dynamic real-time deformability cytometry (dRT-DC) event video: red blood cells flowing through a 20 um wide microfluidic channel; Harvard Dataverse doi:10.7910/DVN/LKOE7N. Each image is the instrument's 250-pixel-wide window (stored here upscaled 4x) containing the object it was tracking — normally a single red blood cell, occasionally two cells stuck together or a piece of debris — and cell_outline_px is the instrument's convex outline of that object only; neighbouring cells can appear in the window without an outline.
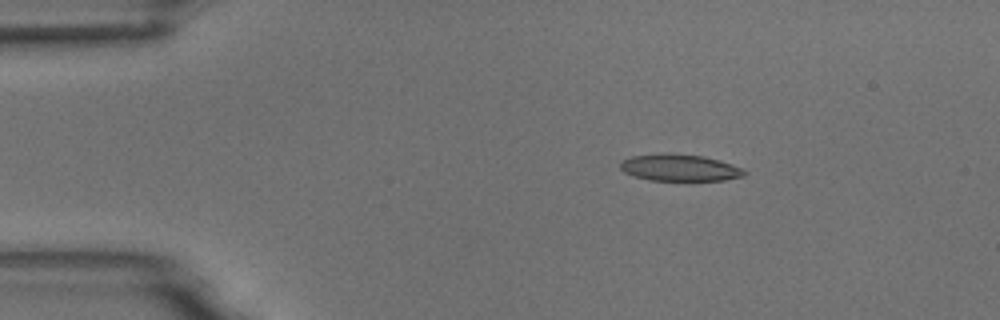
{"species": "common noctule bat (a hibernating species)", "species_latin": "Nyctalus noctula", "temperature_condition": "room temperature", "stored_images_in_passage": 6, "camera_frame_rate_fps": 3000, "um_per_image_px": 0.085, "animal": {"sex": "male", "body_mass_g": 18.8}, "frame": {"image": 1, "passage_image": 3, "time_ms": 2.333, "image_size_px": [1000, 320], "cell_outline_px": [[748, 172], [744, 176], [724, 180], [692, 184], [648, 180], [624, 172], [620, 168], [620, 164], [624, 160], [632, 156], [704, 156], [720, 160], [744, 168]], "centroid_in_image_um": [57.91, 14.36], "position_along_channel_um": 27.1, "area_um2": 19.54}}
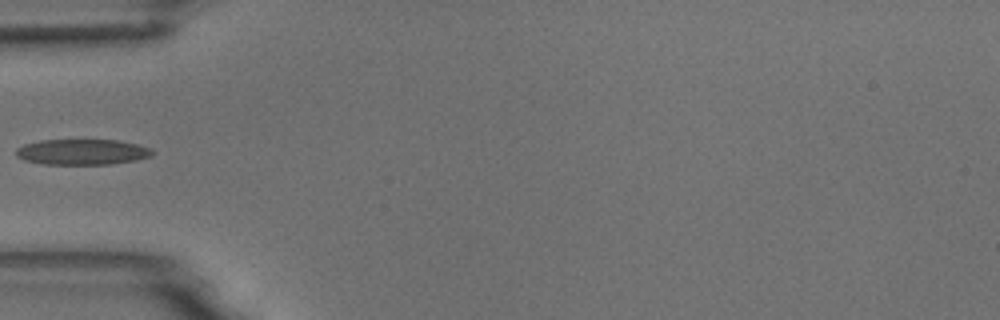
{"frame": {"image": 2, "passage_image": 5, "time_ms": 5.333, "image_size_px": [1000, 320], "cell_outline_px": [[152, 156], [136, 160], [108, 164], [44, 164], [24, 160], [16, 156], [16, 148], [24, 144], [40, 140], [120, 140], [136, 144], [148, 148], [152, 152]], "centroid_in_image_um": [6.94, 12.91], "position_along_channel_um": 78.1, "area_um2": 20.23}}